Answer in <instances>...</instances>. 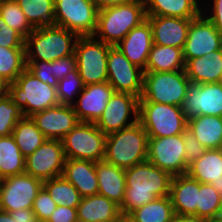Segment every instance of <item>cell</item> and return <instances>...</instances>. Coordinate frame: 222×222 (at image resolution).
Masks as SVG:
<instances>
[{"label": "cell", "mask_w": 222, "mask_h": 222, "mask_svg": "<svg viewBox=\"0 0 222 222\" xmlns=\"http://www.w3.org/2000/svg\"><path fill=\"white\" fill-rule=\"evenodd\" d=\"M139 122L148 137L182 134L188 127L180 106L154 102H139Z\"/></svg>", "instance_id": "cell-7"}, {"label": "cell", "mask_w": 222, "mask_h": 222, "mask_svg": "<svg viewBox=\"0 0 222 222\" xmlns=\"http://www.w3.org/2000/svg\"><path fill=\"white\" fill-rule=\"evenodd\" d=\"M170 222H208V221L195 215L175 213Z\"/></svg>", "instance_id": "cell-49"}, {"label": "cell", "mask_w": 222, "mask_h": 222, "mask_svg": "<svg viewBox=\"0 0 222 222\" xmlns=\"http://www.w3.org/2000/svg\"><path fill=\"white\" fill-rule=\"evenodd\" d=\"M218 83L222 86V74H221V76H220V78H219Z\"/></svg>", "instance_id": "cell-56"}, {"label": "cell", "mask_w": 222, "mask_h": 222, "mask_svg": "<svg viewBox=\"0 0 222 222\" xmlns=\"http://www.w3.org/2000/svg\"><path fill=\"white\" fill-rule=\"evenodd\" d=\"M53 70H54V76L58 80L63 79L69 73L76 70L75 54L53 61Z\"/></svg>", "instance_id": "cell-46"}, {"label": "cell", "mask_w": 222, "mask_h": 222, "mask_svg": "<svg viewBox=\"0 0 222 222\" xmlns=\"http://www.w3.org/2000/svg\"><path fill=\"white\" fill-rule=\"evenodd\" d=\"M181 108L187 120L200 115L222 117V86L190 82Z\"/></svg>", "instance_id": "cell-16"}, {"label": "cell", "mask_w": 222, "mask_h": 222, "mask_svg": "<svg viewBox=\"0 0 222 222\" xmlns=\"http://www.w3.org/2000/svg\"><path fill=\"white\" fill-rule=\"evenodd\" d=\"M0 16L25 39L35 29L27 20L16 0H0Z\"/></svg>", "instance_id": "cell-38"}, {"label": "cell", "mask_w": 222, "mask_h": 222, "mask_svg": "<svg viewBox=\"0 0 222 222\" xmlns=\"http://www.w3.org/2000/svg\"><path fill=\"white\" fill-rule=\"evenodd\" d=\"M187 174L200 183L222 180V148L207 149L188 166Z\"/></svg>", "instance_id": "cell-30"}, {"label": "cell", "mask_w": 222, "mask_h": 222, "mask_svg": "<svg viewBox=\"0 0 222 222\" xmlns=\"http://www.w3.org/2000/svg\"><path fill=\"white\" fill-rule=\"evenodd\" d=\"M16 2L34 28L54 25V0H16Z\"/></svg>", "instance_id": "cell-34"}, {"label": "cell", "mask_w": 222, "mask_h": 222, "mask_svg": "<svg viewBox=\"0 0 222 222\" xmlns=\"http://www.w3.org/2000/svg\"><path fill=\"white\" fill-rule=\"evenodd\" d=\"M54 7V25L78 36H93L99 10L94 0H54Z\"/></svg>", "instance_id": "cell-10"}, {"label": "cell", "mask_w": 222, "mask_h": 222, "mask_svg": "<svg viewBox=\"0 0 222 222\" xmlns=\"http://www.w3.org/2000/svg\"><path fill=\"white\" fill-rule=\"evenodd\" d=\"M94 1L97 5V8L100 10L106 7L116 6L122 3H126L131 0H94Z\"/></svg>", "instance_id": "cell-50"}, {"label": "cell", "mask_w": 222, "mask_h": 222, "mask_svg": "<svg viewBox=\"0 0 222 222\" xmlns=\"http://www.w3.org/2000/svg\"><path fill=\"white\" fill-rule=\"evenodd\" d=\"M43 181L27 173L0 180V210L12 212L31 209Z\"/></svg>", "instance_id": "cell-12"}, {"label": "cell", "mask_w": 222, "mask_h": 222, "mask_svg": "<svg viewBox=\"0 0 222 222\" xmlns=\"http://www.w3.org/2000/svg\"><path fill=\"white\" fill-rule=\"evenodd\" d=\"M222 49V36L202 13L191 20L187 40L182 49L185 63Z\"/></svg>", "instance_id": "cell-17"}, {"label": "cell", "mask_w": 222, "mask_h": 222, "mask_svg": "<svg viewBox=\"0 0 222 222\" xmlns=\"http://www.w3.org/2000/svg\"><path fill=\"white\" fill-rule=\"evenodd\" d=\"M62 176L69 181L82 197L98 194L95 162L82 159H66Z\"/></svg>", "instance_id": "cell-23"}, {"label": "cell", "mask_w": 222, "mask_h": 222, "mask_svg": "<svg viewBox=\"0 0 222 222\" xmlns=\"http://www.w3.org/2000/svg\"><path fill=\"white\" fill-rule=\"evenodd\" d=\"M8 95L21 110L23 117L59 105L56 87L38 79L27 68L12 83Z\"/></svg>", "instance_id": "cell-5"}, {"label": "cell", "mask_w": 222, "mask_h": 222, "mask_svg": "<svg viewBox=\"0 0 222 222\" xmlns=\"http://www.w3.org/2000/svg\"><path fill=\"white\" fill-rule=\"evenodd\" d=\"M152 45V29L146 18L138 26L132 28L116 47L132 64L145 70Z\"/></svg>", "instance_id": "cell-20"}, {"label": "cell", "mask_w": 222, "mask_h": 222, "mask_svg": "<svg viewBox=\"0 0 222 222\" xmlns=\"http://www.w3.org/2000/svg\"><path fill=\"white\" fill-rule=\"evenodd\" d=\"M22 117L21 110L8 94L0 98V137L11 135Z\"/></svg>", "instance_id": "cell-40"}, {"label": "cell", "mask_w": 222, "mask_h": 222, "mask_svg": "<svg viewBox=\"0 0 222 222\" xmlns=\"http://www.w3.org/2000/svg\"><path fill=\"white\" fill-rule=\"evenodd\" d=\"M0 222H16V214L0 210Z\"/></svg>", "instance_id": "cell-51"}, {"label": "cell", "mask_w": 222, "mask_h": 222, "mask_svg": "<svg viewBox=\"0 0 222 222\" xmlns=\"http://www.w3.org/2000/svg\"><path fill=\"white\" fill-rule=\"evenodd\" d=\"M10 214H16V222H38L36 214L31 209H20L9 212Z\"/></svg>", "instance_id": "cell-48"}, {"label": "cell", "mask_w": 222, "mask_h": 222, "mask_svg": "<svg viewBox=\"0 0 222 222\" xmlns=\"http://www.w3.org/2000/svg\"><path fill=\"white\" fill-rule=\"evenodd\" d=\"M111 47L94 36H79L74 54L76 69L85 86L108 80L107 57Z\"/></svg>", "instance_id": "cell-8"}, {"label": "cell", "mask_w": 222, "mask_h": 222, "mask_svg": "<svg viewBox=\"0 0 222 222\" xmlns=\"http://www.w3.org/2000/svg\"><path fill=\"white\" fill-rule=\"evenodd\" d=\"M139 99L130 93L114 92L96 126L108 135L135 124L139 121Z\"/></svg>", "instance_id": "cell-13"}, {"label": "cell", "mask_w": 222, "mask_h": 222, "mask_svg": "<svg viewBox=\"0 0 222 222\" xmlns=\"http://www.w3.org/2000/svg\"><path fill=\"white\" fill-rule=\"evenodd\" d=\"M147 160L172 177L186 174L188 166L185 160L183 135L149 137Z\"/></svg>", "instance_id": "cell-11"}, {"label": "cell", "mask_w": 222, "mask_h": 222, "mask_svg": "<svg viewBox=\"0 0 222 222\" xmlns=\"http://www.w3.org/2000/svg\"><path fill=\"white\" fill-rule=\"evenodd\" d=\"M107 73V82L115 92L130 93L141 98L144 70L132 64L116 46L109 49Z\"/></svg>", "instance_id": "cell-14"}, {"label": "cell", "mask_w": 222, "mask_h": 222, "mask_svg": "<svg viewBox=\"0 0 222 222\" xmlns=\"http://www.w3.org/2000/svg\"><path fill=\"white\" fill-rule=\"evenodd\" d=\"M217 222H222V205H221V209H220V213H219V216L216 220Z\"/></svg>", "instance_id": "cell-55"}, {"label": "cell", "mask_w": 222, "mask_h": 222, "mask_svg": "<svg viewBox=\"0 0 222 222\" xmlns=\"http://www.w3.org/2000/svg\"><path fill=\"white\" fill-rule=\"evenodd\" d=\"M172 176L149 160L125 169V195L120 206L123 214H130L155 198L169 196Z\"/></svg>", "instance_id": "cell-1"}, {"label": "cell", "mask_w": 222, "mask_h": 222, "mask_svg": "<svg viewBox=\"0 0 222 222\" xmlns=\"http://www.w3.org/2000/svg\"><path fill=\"white\" fill-rule=\"evenodd\" d=\"M47 222H78L76 207L59 205L55 208Z\"/></svg>", "instance_id": "cell-47"}, {"label": "cell", "mask_w": 222, "mask_h": 222, "mask_svg": "<svg viewBox=\"0 0 222 222\" xmlns=\"http://www.w3.org/2000/svg\"><path fill=\"white\" fill-rule=\"evenodd\" d=\"M185 160L187 166L196 161L206 152V148L197 140L190 129H186L183 133Z\"/></svg>", "instance_id": "cell-43"}, {"label": "cell", "mask_w": 222, "mask_h": 222, "mask_svg": "<svg viewBox=\"0 0 222 222\" xmlns=\"http://www.w3.org/2000/svg\"><path fill=\"white\" fill-rule=\"evenodd\" d=\"M115 222H135L129 214L121 213Z\"/></svg>", "instance_id": "cell-53"}, {"label": "cell", "mask_w": 222, "mask_h": 222, "mask_svg": "<svg viewBox=\"0 0 222 222\" xmlns=\"http://www.w3.org/2000/svg\"><path fill=\"white\" fill-rule=\"evenodd\" d=\"M57 207L47 190L42 186L33 202L32 210L36 214L38 222H47Z\"/></svg>", "instance_id": "cell-41"}, {"label": "cell", "mask_w": 222, "mask_h": 222, "mask_svg": "<svg viewBox=\"0 0 222 222\" xmlns=\"http://www.w3.org/2000/svg\"><path fill=\"white\" fill-rule=\"evenodd\" d=\"M26 66L38 79L57 88L59 80L54 76L53 61H26Z\"/></svg>", "instance_id": "cell-42"}, {"label": "cell", "mask_w": 222, "mask_h": 222, "mask_svg": "<svg viewBox=\"0 0 222 222\" xmlns=\"http://www.w3.org/2000/svg\"><path fill=\"white\" fill-rule=\"evenodd\" d=\"M152 29L153 44L183 49L192 19L146 16Z\"/></svg>", "instance_id": "cell-21"}, {"label": "cell", "mask_w": 222, "mask_h": 222, "mask_svg": "<svg viewBox=\"0 0 222 222\" xmlns=\"http://www.w3.org/2000/svg\"><path fill=\"white\" fill-rule=\"evenodd\" d=\"M185 70L181 48L153 44L144 72H174Z\"/></svg>", "instance_id": "cell-29"}, {"label": "cell", "mask_w": 222, "mask_h": 222, "mask_svg": "<svg viewBox=\"0 0 222 222\" xmlns=\"http://www.w3.org/2000/svg\"><path fill=\"white\" fill-rule=\"evenodd\" d=\"M25 172V157L12 135L0 137V180Z\"/></svg>", "instance_id": "cell-31"}, {"label": "cell", "mask_w": 222, "mask_h": 222, "mask_svg": "<svg viewBox=\"0 0 222 222\" xmlns=\"http://www.w3.org/2000/svg\"><path fill=\"white\" fill-rule=\"evenodd\" d=\"M175 214L169 196L155 198L129 215L135 222H170Z\"/></svg>", "instance_id": "cell-33"}, {"label": "cell", "mask_w": 222, "mask_h": 222, "mask_svg": "<svg viewBox=\"0 0 222 222\" xmlns=\"http://www.w3.org/2000/svg\"><path fill=\"white\" fill-rule=\"evenodd\" d=\"M222 205V197L211 184L200 183L196 216L216 221Z\"/></svg>", "instance_id": "cell-37"}, {"label": "cell", "mask_w": 222, "mask_h": 222, "mask_svg": "<svg viewBox=\"0 0 222 222\" xmlns=\"http://www.w3.org/2000/svg\"><path fill=\"white\" fill-rule=\"evenodd\" d=\"M187 128L206 149L222 148V117L196 116L188 120Z\"/></svg>", "instance_id": "cell-28"}, {"label": "cell", "mask_w": 222, "mask_h": 222, "mask_svg": "<svg viewBox=\"0 0 222 222\" xmlns=\"http://www.w3.org/2000/svg\"><path fill=\"white\" fill-rule=\"evenodd\" d=\"M95 170L99 184L98 194L121 206L126 189L125 169L112 165L105 160H100L95 162Z\"/></svg>", "instance_id": "cell-24"}, {"label": "cell", "mask_w": 222, "mask_h": 222, "mask_svg": "<svg viewBox=\"0 0 222 222\" xmlns=\"http://www.w3.org/2000/svg\"><path fill=\"white\" fill-rule=\"evenodd\" d=\"M79 36L56 25L35 28L25 40L26 61L52 62L74 54Z\"/></svg>", "instance_id": "cell-3"}, {"label": "cell", "mask_w": 222, "mask_h": 222, "mask_svg": "<svg viewBox=\"0 0 222 222\" xmlns=\"http://www.w3.org/2000/svg\"><path fill=\"white\" fill-rule=\"evenodd\" d=\"M25 38L10 28L0 16V46L6 48H25Z\"/></svg>", "instance_id": "cell-44"}, {"label": "cell", "mask_w": 222, "mask_h": 222, "mask_svg": "<svg viewBox=\"0 0 222 222\" xmlns=\"http://www.w3.org/2000/svg\"><path fill=\"white\" fill-rule=\"evenodd\" d=\"M114 92L107 81L84 86L72 104L79 121L96 123Z\"/></svg>", "instance_id": "cell-19"}, {"label": "cell", "mask_w": 222, "mask_h": 222, "mask_svg": "<svg viewBox=\"0 0 222 222\" xmlns=\"http://www.w3.org/2000/svg\"><path fill=\"white\" fill-rule=\"evenodd\" d=\"M146 19L144 0H131L98 10L97 28L93 36L116 46L134 27Z\"/></svg>", "instance_id": "cell-2"}, {"label": "cell", "mask_w": 222, "mask_h": 222, "mask_svg": "<svg viewBox=\"0 0 222 222\" xmlns=\"http://www.w3.org/2000/svg\"><path fill=\"white\" fill-rule=\"evenodd\" d=\"M211 185L214 187V189L220 194L222 197V180L221 181H212Z\"/></svg>", "instance_id": "cell-54"}, {"label": "cell", "mask_w": 222, "mask_h": 222, "mask_svg": "<svg viewBox=\"0 0 222 222\" xmlns=\"http://www.w3.org/2000/svg\"><path fill=\"white\" fill-rule=\"evenodd\" d=\"M211 1H212L211 3L210 1H207L209 3L205 6L206 10L205 8H203V4H201L203 9L201 11L202 14L213 23L216 30L222 36V0H211ZM209 4L211 5L209 6ZM207 11L210 12L208 13Z\"/></svg>", "instance_id": "cell-45"}, {"label": "cell", "mask_w": 222, "mask_h": 222, "mask_svg": "<svg viewBox=\"0 0 222 222\" xmlns=\"http://www.w3.org/2000/svg\"><path fill=\"white\" fill-rule=\"evenodd\" d=\"M47 139L61 140L80 121L72 105L59 104L30 116Z\"/></svg>", "instance_id": "cell-18"}, {"label": "cell", "mask_w": 222, "mask_h": 222, "mask_svg": "<svg viewBox=\"0 0 222 222\" xmlns=\"http://www.w3.org/2000/svg\"><path fill=\"white\" fill-rule=\"evenodd\" d=\"M190 83L185 70L144 72L143 92L139 102L182 106Z\"/></svg>", "instance_id": "cell-6"}, {"label": "cell", "mask_w": 222, "mask_h": 222, "mask_svg": "<svg viewBox=\"0 0 222 222\" xmlns=\"http://www.w3.org/2000/svg\"><path fill=\"white\" fill-rule=\"evenodd\" d=\"M185 71L190 82L218 83L222 74V49L210 52L204 57L189 59L185 63Z\"/></svg>", "instance_id": "cell-26"}, {"label": "cell", "mask_w": 222, "mask_h": 222, "mask_svg": "<svg viewBox=\"0 0 222 222\" xmlns=\"http://www.w3.org/2000/svg\"><path fill=\"white\" fill-rule=\"evenodd\" d=\"M25 48L0 46V77L12 83L26 69Z\"/></svg>", "instance_id": "cell-36"}, {"label": "cell", "mask_w": 222, "mask_h": 222, "mask_svg": "<svg viewBox=\"0 0 222 222\" xmlns=\"http://www.w3.org/2000/svg\"><path fill=\"white\" fill-rule=\"evenodd\" d=\"M11 135L25 158L38 149L47 139L31 117H22Z\"/></svg>", "instance_id": "cell-32"}, {"label": "cell", "mask_w": 222, "mask_h": 222, "mask_svg": "<svg viewBox=\"0 0 222 222\" xmlns=\"http://www.w3.org/2000/svg\"><path fill=\"white\" fill-rule=\"evenodd\" d=\"M199 2L200 0H144V6L146 16L195 19L202 13V2Z\"/></svg>", "instance_id": "cell-27"}, {"label": "cell", "mask_w": 222, "mask_h": 222, "mask_svg": "<svg viewBox=\"0 0 222 222\" xmlns=\"http://www.w3.org/2000/svg\"><path fill=\"white\" fill-rule=\"evenodd\" d=\"M78 222H115L120 206L101 194L82 197L76 207Z\"/></svg>", "instance_id": "cell-25"}, {"label": "cell", "mask_w": 222, "mask_h": 222, "mask_svg": "<svg viewBox=\"0 0 222 222\" xmlns=\"http://www.w3.org/2000/svg\"><path fill=\"white\" fill-rule=\"evenodd\" d=\"M84 86L77 69L60 79L56 88L59 103L72 105L77 99L76 96L84 89Z\"/></svg>", "instance_id": "cell-39"}, {"label": "cell", "mask_w": 222, "mask_h": 222, "mask_svg": "<svg viewBox=\"0 0 222 222\" xmlns=\"http://www.w3.org/2000/svg\"><path fill=\"white\" fill-rule=\"evenodd\" d=\"M61 140L46 139L32 154L25 158V173L42 181L62 176L65 163Z\"/></svg>", "instance_id": "cell-15"}, {"label": "cell", "mask_w": 222, "mask_h": 222, "mask_svg": "<svg viewBox=\"0 0 222 222\" xmlns=\"http://www.w3.org/2000/svg\"><path fill=\"white\" fill-rule=\"evenodd\" d=\"M8 94V83L0 77V98Z\"/></svg>", "instance_id": "cell-52"}, {"label": "cell", "mask_w": 222, "mask_h": 222, "mask_svg": "<svg viewBox=\"0 0 222 222\" xmlns=\"http://www.w3.org/2000/svg\"><path fill=\"white\" fill-rule=\"evenodd\" d=\"M105 135L95 123L79 122L62 139L66 159H82L97 162L104 160Z\"/></svg>", "instance_id": "cell-9"}, {"label": "cell", "mask_w": 222, "mask_h": 222, "mask_svg": "<svg viewBox=\"0 0 222 222\" xmlns=\"http://www.w3.org/2000/svg\"><path fill=\"white\" fill-rule=\"evenodd\" d=\"M43 187L57 206L77 207L81 202L80 193L63 176L44 180Z\"/></svg>", "instance_id": "cell-35"}, {"label": "cell", "mask_w": 222, "mask_h": 222, "mask_svg": "<svg viewBox=\"0 0 222 222\" xmlns=\"http://www.w3.org/2000/svg\"><path fill=\"white\" fill-rule=\"evenodd\" d=\"M148 135L138 121L107 135L104 160L122 169L147 160Z\"/></svg>", "instance_id": "cell-4"}, {"label": "cell", "mask_w": 222, "mask_h": 222, "mask_svg": "<svg viewBox=\"0 0 222 222\" xmlns=\"http://www.w3.org/2000/svg\"><path fill=\"white\" fill-rule=\"evenodd\" d=\"M200 182L187 173L173 176L170 185L171 203L176 214L196 216Z\"/></svg>", "instance_id": "cell-22"}]
</instances>
